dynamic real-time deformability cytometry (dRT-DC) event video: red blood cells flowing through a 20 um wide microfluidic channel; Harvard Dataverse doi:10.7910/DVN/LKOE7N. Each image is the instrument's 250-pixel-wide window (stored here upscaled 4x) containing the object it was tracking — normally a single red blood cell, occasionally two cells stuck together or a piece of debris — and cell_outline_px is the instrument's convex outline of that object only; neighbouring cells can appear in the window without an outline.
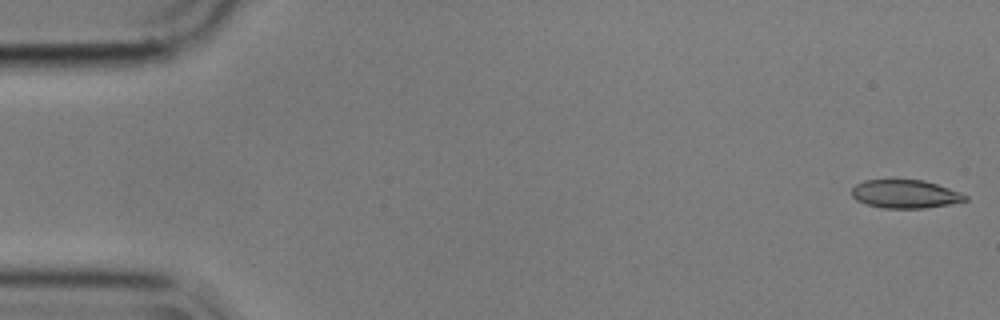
{"species": "common noctule bat (a hibernating species)", "species_latin": "Nyctalus noctula", "temperature_condition": "cold", "stored_images_in_passage": 55, "camera_frame_rate_fps": 3000, "um_per_image_px": 0.085, "animal": {"sex": "male", "body_mass_g": 17.9}, "frame": {"image": 1, "passage_image": 1, "time_ms": 0.0, "image_size_px": [1000, 320], "cell_outline_px": [[968, 200], [948, 204], [924, 208], [884, 208], [868, 204], [856, 200], [852, 196], [852, 188], [856, 184], [864, 180], [924, 180], [960, 192], [968, 196]], "centroid_in_image_um": [76.94, 16.49], "position_along_channel_um": 8.1, "area_um2": 18.55}}
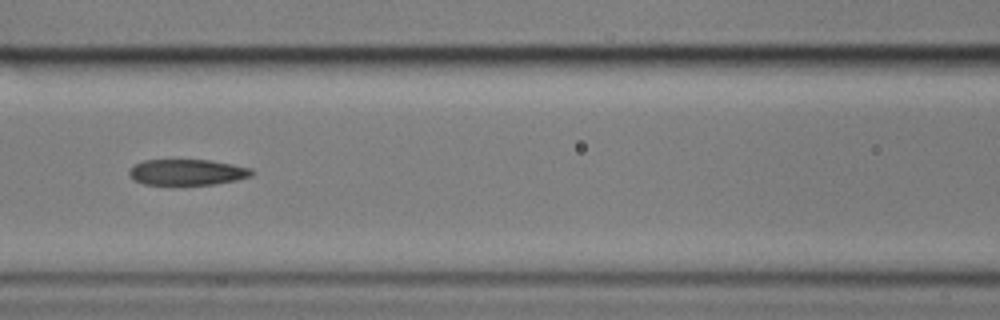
{"frame": {"image": 2, "passage_image": 24, "time_ms": 7.667, "image_size_px": [1000, 320], "cell_outline_px": [[256, 172], [252, 176], [236, 180], [216, 184], [144, 184], [132, 180], [128, 172], [136, 164], [144, 160], [212, 160], [252, 168]], "centroid_in_image_um": [15.96, 14.63], "position_along_channel_um": 150.6, "area_um2": 18.5}}
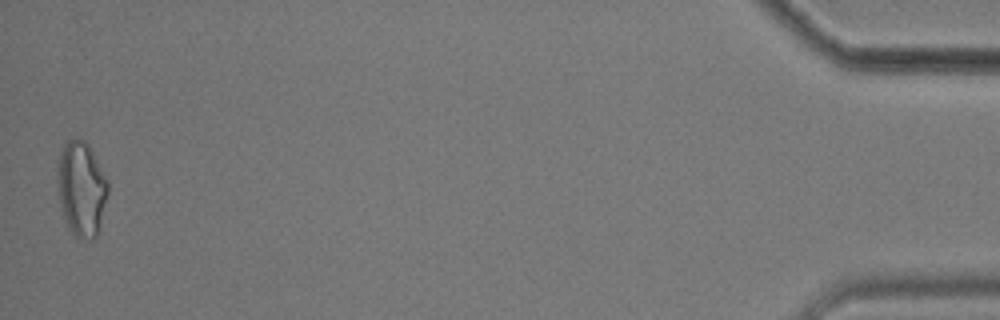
{"frame": {"image": 3, "passage_image": 55, "time_ms": 18.0, "image_size_px": [1000, 320], "cell_outline_px": [[108, 196], [100, 228], [96, 236], [92, 240], [72, 236], [64, 216], [60, 200], [56, 176], [60, 152], [64, 144], [68, 140], [84, 140], [88, 144], [108, 180]], "centroid_in_image_um": [6.94, 16.07], "position_along_channel_um": 428.3, "area_um2": 27.92}, "authors_computed_cell_mechanics": {"area_um2": 19.5942, "velocity_mm_per_s": 3.5724, "shape_relaxation_time_tau1_ms": null, "shape_relaxation_time_tau2_ms": 3.1543, "deformation_change_tau1": null, "deformation_change_tau2": 0.1229}}